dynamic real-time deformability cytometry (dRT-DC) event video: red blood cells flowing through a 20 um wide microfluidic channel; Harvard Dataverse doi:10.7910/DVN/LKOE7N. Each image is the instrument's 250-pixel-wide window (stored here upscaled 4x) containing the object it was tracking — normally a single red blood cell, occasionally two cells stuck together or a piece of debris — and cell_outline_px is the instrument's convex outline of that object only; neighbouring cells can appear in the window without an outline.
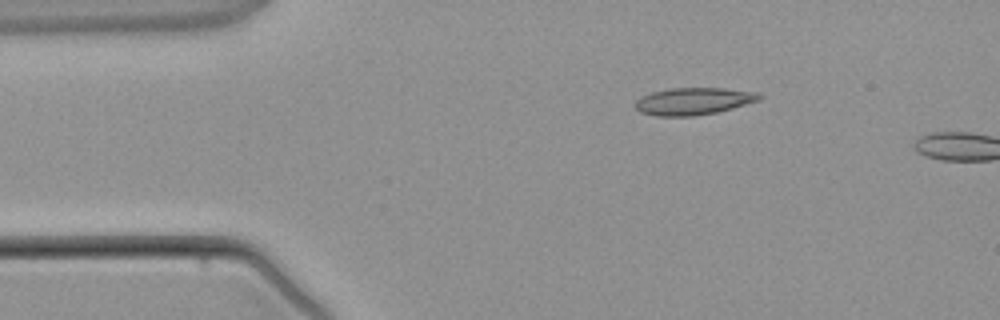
{"species": "common noctule bat (a hibernating species)", "species_latin": "Nyctalus noctula", "temperature_condition": "warm", "stored_images_in_passage": 2, "camera_frame_rate_fps": 3000, "um_per_image_px": 0.085, "animal": {"sex": "male", "body_mass_g": 21.5, "forearm_length_mm": 52.0}, "frame": {"image": 1, "passage_image": 1, "time_ms": 0.0, "image_size_px": [1000, 320], "cell_outline_px": [[764, 96], [760, 100], [732, 108], [716, 112], [692, 116], [656, 116], [640, 112], [636, 108], [636, 100], [640, 96], [652, 92], [672, 88], [724, 88], [756, 92]], "centroid_in_image_um": [58.95, 8.6], "position_along_channel_um": 26.1, "area_um2": 19.59}}